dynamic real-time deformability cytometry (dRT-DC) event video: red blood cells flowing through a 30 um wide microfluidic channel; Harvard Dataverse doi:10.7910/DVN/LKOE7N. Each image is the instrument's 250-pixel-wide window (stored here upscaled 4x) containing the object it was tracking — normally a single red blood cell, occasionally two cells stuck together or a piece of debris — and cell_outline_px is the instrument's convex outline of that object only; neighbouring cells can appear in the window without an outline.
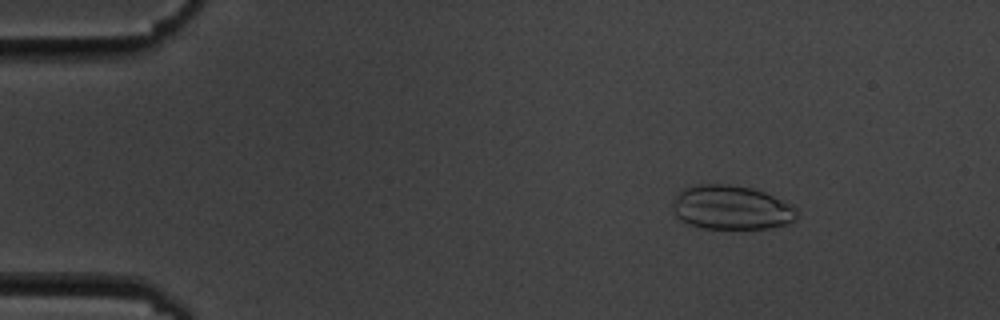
{"species": "common noctule bat (a hibernating species)", "species_latin": "Nyctalus noctula", "temperature_condition": "cold", "stored_images_in_passage": 5, "camera_frame_rate_fps": 3000, "um_per_image_px": 0.085, "animal": {"sex": "male", "body_mass_g": 19.5, "forearm_length_mm": 54.6}, "frame": {"image": 1, "passage_image": 3, "time_ms": 2.333, "image_size_px": [1000, 320], "cell_outline_px": [[796, 220], [784, 224], [768, 228], [700, 228], [688, 224], [680, 220], [676, 216], [672, 208], [672, 204], [676, 192], [684, 188], [700, 184], [728, 184], [752, 188], [764, 192], [792, 204], [796, 208]], "centroid_in_image_um": [62.12, 17.63], "position_along_channel_um": 22.9, "area_um2": 32.08}}